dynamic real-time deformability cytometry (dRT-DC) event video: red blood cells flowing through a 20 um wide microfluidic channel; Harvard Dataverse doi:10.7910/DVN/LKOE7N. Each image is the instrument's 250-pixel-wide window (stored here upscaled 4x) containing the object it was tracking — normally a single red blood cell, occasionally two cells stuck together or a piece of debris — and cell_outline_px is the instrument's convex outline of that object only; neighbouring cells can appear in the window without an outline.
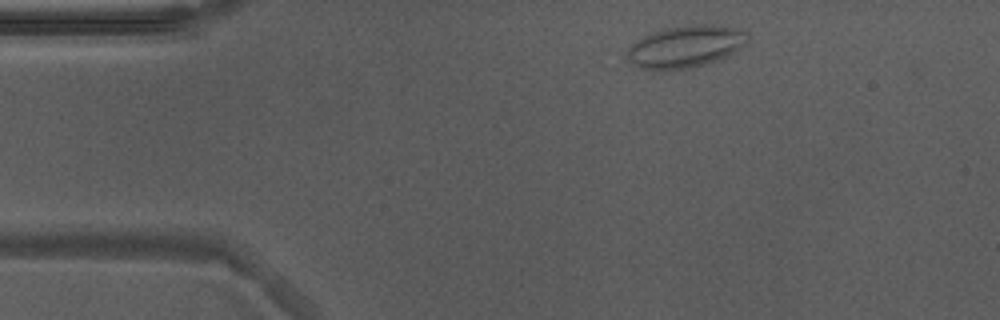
{"species": "Egyptian fruit bat (a non-hibernating species)", "species_latin": "Rousettus aegyptiacus", "temperature_condition": "warm", "stored_images_in_passage": 26, "camera_frame_rate_fps": 3000, "um_per_image_px": 0.085, "animal": {"sex": "male"}, "frame": {"image": 1, "passage_image": 1, "time_ms": 0.0, "image_size_px": [1000, 320], "cell_outline_px": [[748, 40], [740, 48], [720, 60], [688, 68], [640, 68], [632, 64], [624, 56], [628, 48], [632, 44], [644, 36], [652, 32], [668, 28], [700, 24], [712, 24], [744, 28], [748, 32]], "centroid_in_image_um": [58.32, 3.93], "position_along_channel_um": 26.7, "area_um2": 29.3}}
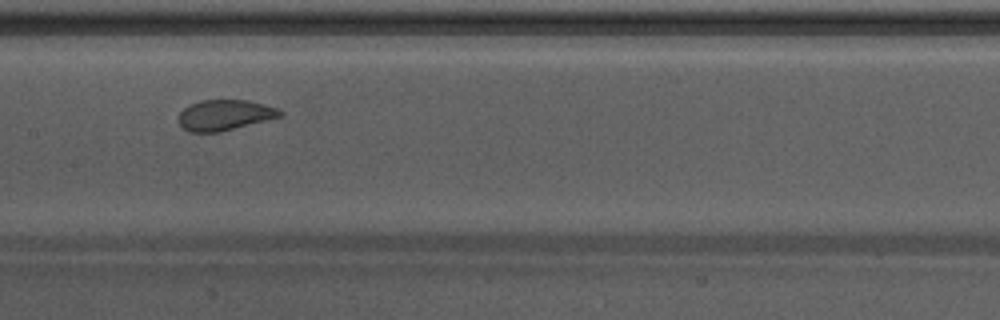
{"frame": {"image": 2, "passage_image": 18, "time_ms": 5.667, "image_size_px": [1000, 320], "cell_outline_px": [[284, 116], [220, 132], [188, 132], [176, 120], [180, 112], [184, 108], [200, 100], [248, 100], [264, 104], [276, 108], [284, 112]], "centroid_in_image_um": [19.11, 9.78], "position_along_channel_um": 188.3, "area_um2": 18.21}}
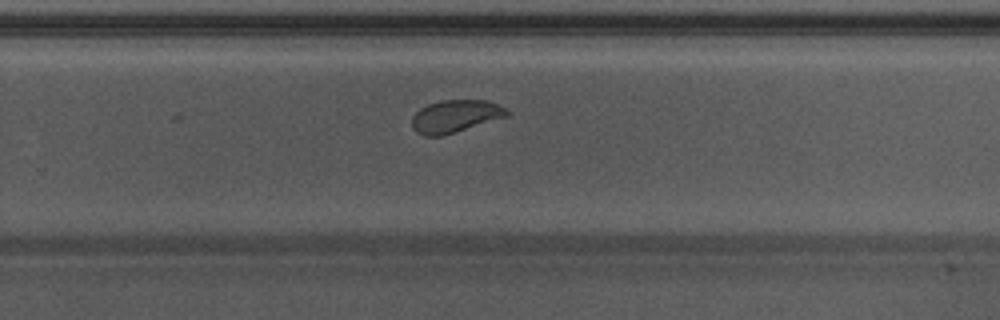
{"frame": {"image": 3, "passage_image": 26, "time_ms": 8.333, "image_size_px": [1000, 320], "cell_outline_px": [[512, 112], [508, 116], [440, 136], [424, 136], [416, 132], [412, 128], [412, 116], [420, 108], [428, 104], [440, 100], [488, 100]], "centroid_in_image_um": [38.68, 9.87], "position_along_channel_um": 291.1, "area_um2": 17.92}}